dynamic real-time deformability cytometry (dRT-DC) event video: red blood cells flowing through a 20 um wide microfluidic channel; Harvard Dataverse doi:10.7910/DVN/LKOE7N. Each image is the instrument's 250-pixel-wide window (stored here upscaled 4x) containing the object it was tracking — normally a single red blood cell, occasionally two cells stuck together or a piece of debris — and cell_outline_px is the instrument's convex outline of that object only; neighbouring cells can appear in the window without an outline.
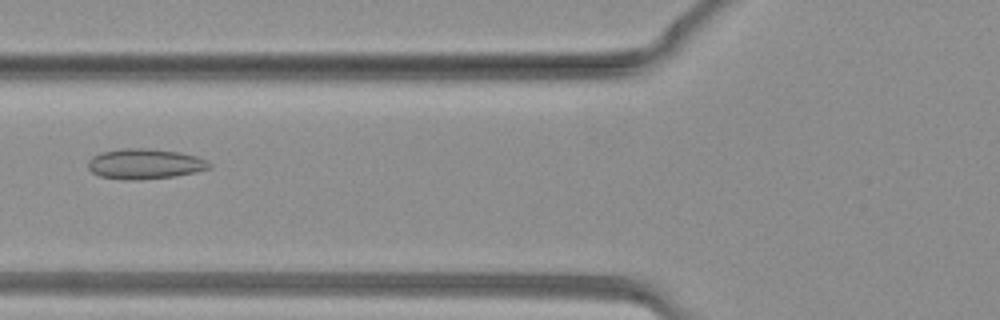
{"species": "common noctule bat (a hibernating species)", "species_latin": "Nyctalus noctula", "temperature_condition": "warm", "stored_images_in_passage": 26, "camera_frame_rate_fps": 3000, "um_per_image_px": 0.085, "animal": {"sex": "female", "body_mass_g": 19.3, "forearm_length_mm": 54.1}, "frame": {"image": 1, "passage_image": 8, "time_ms": 2.333, "image_size_px": [1000, 320], "cell_outline_px": [[212, 168], [196, 172], [176, 176], [140, 180], [124, 180], [100, 176], [92, 172], [88, 168], [88, 160], [92, 156], [100, 152], [124, 148], [148, 148], [180, 152], [196, 156], [208, 160], [212, 164]], "centroid_in_image_um": [12.33, 13.93], "position_along_channel_um": 113.5, "area_um2": 21.73}}
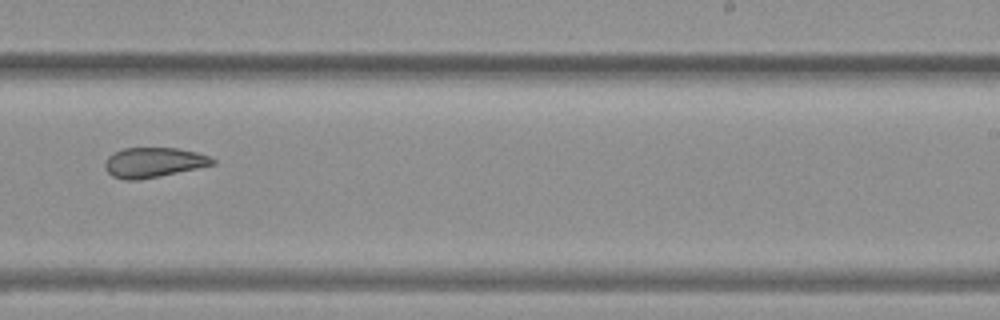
{"frame": {"image": 2, "passage_image": 17, "time_ms": 5.333, "image_size_px": [1000, 320], "cell_outline_px": [[216, 164], [160, 176], [136, 180], [124, 180], [112, 176], [104, 168], [104, 164], [108, 156], [112, 152], [124, 148], [176, 148], [196, 152], [208, 156], [216, 160]], "centroid_in_image_um": [13.03, 13.81], "position_along_channel_um": 276.0, "area_um2": 18.79}}
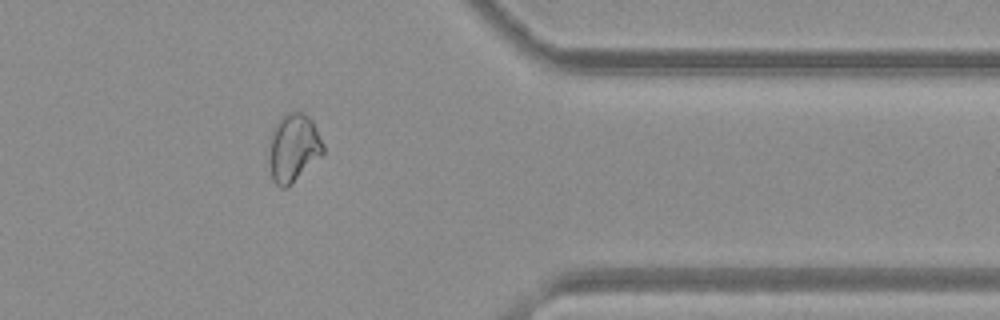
{"frame": {"image": 3, "passage_image": 24, "time_ms": 7.667, "image_size_px": [1000, 320], "cell_outline_px": [[324, 152], [292, 184], [284, 188], [280, 188], [272, 180], [268, 152], [268, 140], [272, 128], [288, 112], [304, 112], [312, 120], [324, 144]], "centroid_in_image_um": [24.92, 12.57], "position_along_channel_um": 386.5, "area_um2": 21.62}}